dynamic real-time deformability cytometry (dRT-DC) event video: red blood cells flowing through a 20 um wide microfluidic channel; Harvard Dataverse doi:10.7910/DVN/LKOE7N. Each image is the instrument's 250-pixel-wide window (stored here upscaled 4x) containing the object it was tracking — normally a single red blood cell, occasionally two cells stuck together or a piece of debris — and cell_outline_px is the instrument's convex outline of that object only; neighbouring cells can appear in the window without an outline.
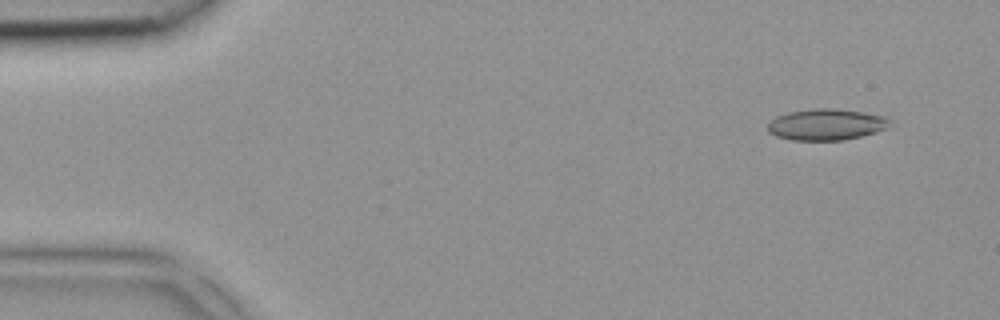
{"species": "common noctule bat (a hibernating species)", "species_latin": "Nyctalus noctula", "temperature_condition": "room temperature", "stored_images_in_passage": 3, "camera_frame_rate_fps": 3000, "um_per_image_px": 0.085, "animal": {"sex": "female", "body_mass_g": 18.4}, "frame": {"image": 1, "passage_image": 3, "time_ms": 0.667, "image_size_px": [1000, 320], "cell_outline_px": [[888, 128], [876, 132], [844, 140], [792, 140], [776, 136], [768, 132], [768, 124], [776, 116], [788, 112], [812, 108], [836, 108], [864, 112], [888, 116]], "centroid_in_image_um": [70.23, 10.57], "position_along_channel_um": 14.8, "area_um2": 22.37}}